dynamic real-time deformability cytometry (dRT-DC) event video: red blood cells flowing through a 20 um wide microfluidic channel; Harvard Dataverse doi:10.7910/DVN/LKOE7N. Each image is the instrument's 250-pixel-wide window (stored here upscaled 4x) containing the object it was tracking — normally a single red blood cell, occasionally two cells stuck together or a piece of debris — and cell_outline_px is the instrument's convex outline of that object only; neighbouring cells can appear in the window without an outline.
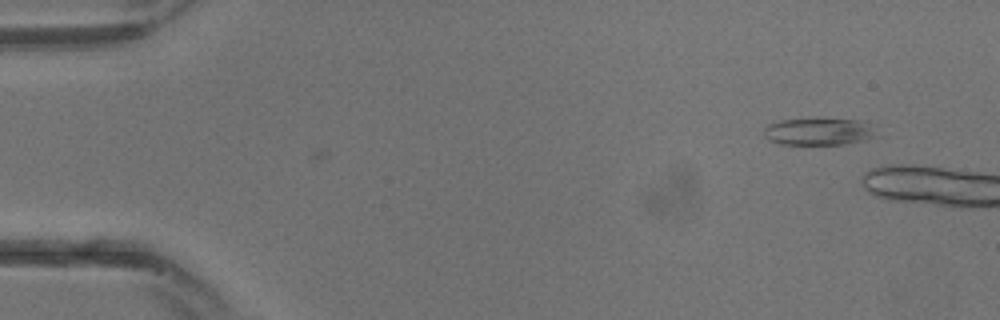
{"species": "common noctule bat (a hibernating species)", "species_latin": "Nyctalus noctula", "temperature_condition": "warm", "stored_images_in_passage": 3, "camera_frame_rate_fps": 3000, "um_per_image_px": 0.085, "animal": {"sex": "male", "body_mass_g": 13.3}, "frame": {"image": 1, "passage_image": 1, "time_ms": 0.0, "image_size_px": [1000, 320], "cell_outline_px": [[872, 136], [864, 140], [844, 144], [780, 144], [768, 140], [764, 136], [764, 128], [768, 124], [784, 120], [856, 120], [868, 128]], "centroid_in_image_um": [69.39, 11.22], "position_along_channel_um": 15.6, "area_um2": 16.65}}